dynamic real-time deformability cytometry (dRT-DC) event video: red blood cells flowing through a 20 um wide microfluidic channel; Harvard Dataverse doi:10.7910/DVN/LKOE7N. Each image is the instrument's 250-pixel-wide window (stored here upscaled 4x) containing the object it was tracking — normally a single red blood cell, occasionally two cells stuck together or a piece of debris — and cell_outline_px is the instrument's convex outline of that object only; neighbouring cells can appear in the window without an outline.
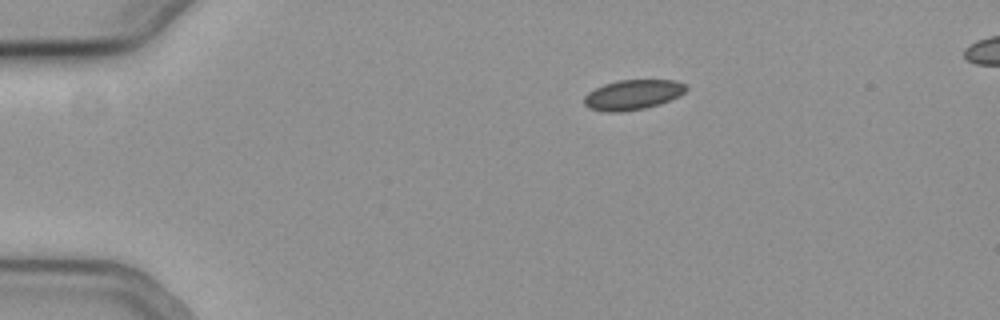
{"species": "common noctule bat (a hibernating species)", "species_latin": "Nyctalus noctula", "temperature_condition": "cold", "stored_images_in_passage": 45, "camera_frame_rate_fps": 3000, "um_per_image_px": 0.085, "animal": {"sex": "female", "body_mass_g": 19.3, "forearm_length_mm": 54.1}, "frame": {"image": 1, "passage_image": 1, "time_ms": 0.0, "image_size_px": [1000, 320], "cell_outline_px": [[688, 88], [680, 96], [660, 104], [644, 108], [620, 112], [604, 112], [588, 108], [584, 104], [584, 96], [588, 92], [604, 84], [620, 80], [676, 80], [688, 84]], "centroid_in_image_um": [53.81, 8.05], "position_along_channel_um": 31.2, "area_um2": 17.98}}
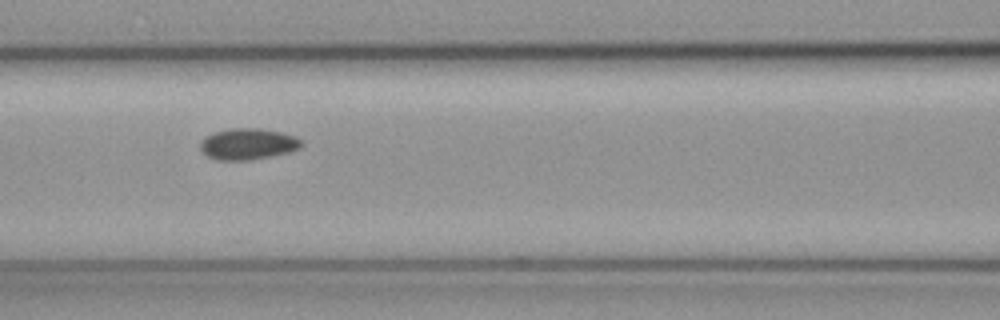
{"frame": {"image": 2, "passage_image": 15, "time_ms": 4.667, "image_size_px": [1000, 320], "cell_outline_px": [[304, 144], [300, 148], [288, 152], [252, 160], [216, 160], [208, 156], [200, 148], [200, 144], [204, 136], [216, 132], [232, 128], [260, 128], [280, 132], [296, 136]], "centroid_in_image_um": [21.08, 12.24], "position_along_channel_um": 145.5, "area_um2": 18.38}}
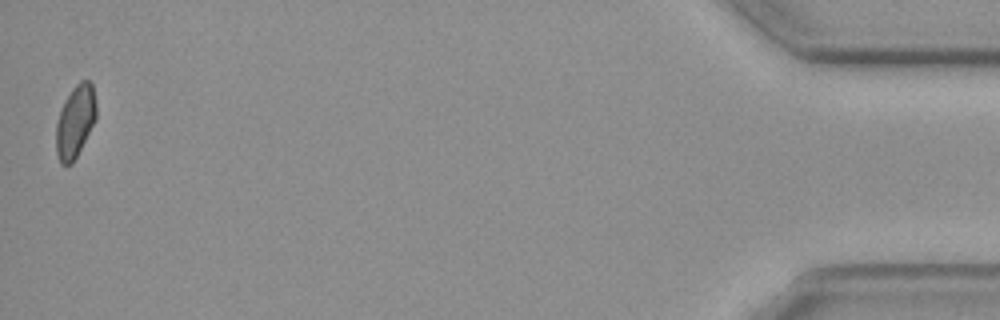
{"frame": {"image": 3, "passage_image": 45, "time_ms": 14.667, "image_size_px": [1000, 320], "cell_outline_px": [[96, 120], [72, 164], [60, 164], [56, 152], [56, 124], [64, 100], [72, 88], [80, 80], [88, 80], [92, 84], [96, 104]], "centroid_in_image_um": [6.39, 10.31], "position_along_channel_um": 428.8, "area_um2": 16.94}}